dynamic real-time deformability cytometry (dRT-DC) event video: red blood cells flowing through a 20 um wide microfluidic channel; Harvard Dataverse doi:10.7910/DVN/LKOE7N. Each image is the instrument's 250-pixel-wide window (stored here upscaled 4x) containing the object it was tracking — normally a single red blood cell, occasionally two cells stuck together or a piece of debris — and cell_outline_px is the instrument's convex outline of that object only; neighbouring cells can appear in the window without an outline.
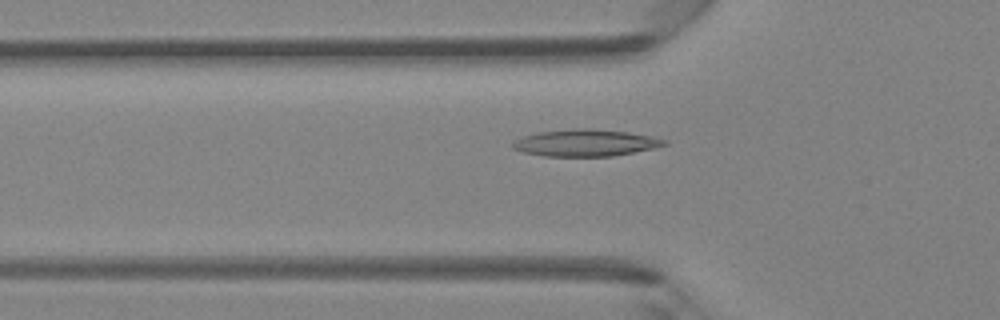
{"species": "Egyptian fruit bat (a non-hibernating species)", "species_latin": "Rousettus aegyptiacus", "temperature_condition": "room temperature", "stored_images_in_passage": 47, "camera_frame_rate_fps": 3000, "um_per_image_px": 0.085, "animal": {"sex": "female"}, "frame": {"image": 1, "passage_image": 16, "time_ms": 5.0, "image_size_px": [1000, 320], "cell_outline_px": [[668, 144], [652, 148], [612, 156], [544, 156], [524, 152], [512, 148], [512, 144], [516, 140], [524, 136], [536, 132], [576, 128], [592, 128], [628, 132], [652, 136], [668, 140]], "centroid_in_image_um": [49.77, 12.13], "position_along_channel_um": 76.0, "area_um2": 23.64}}
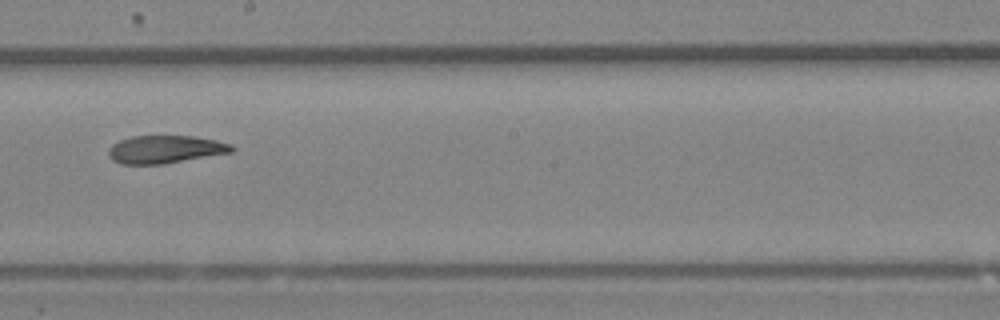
{"frame": {"image": 2, "passage_image": 27, "time_ms": 8.667, "image_size_px": [1000, 320], "cell_outline_px": [[236, 148], [232, 152], [160, 164], [120, 164], [112, 160], [108, 156], [108, 148], [112, 144], [120, 140], [132, 136], [192, 136], [216, 140], [232, 144]], "centroid_in_image_um": [14.02, 12.69], "position_along_channel_um": 234.2, "area_um2": 19.94}}
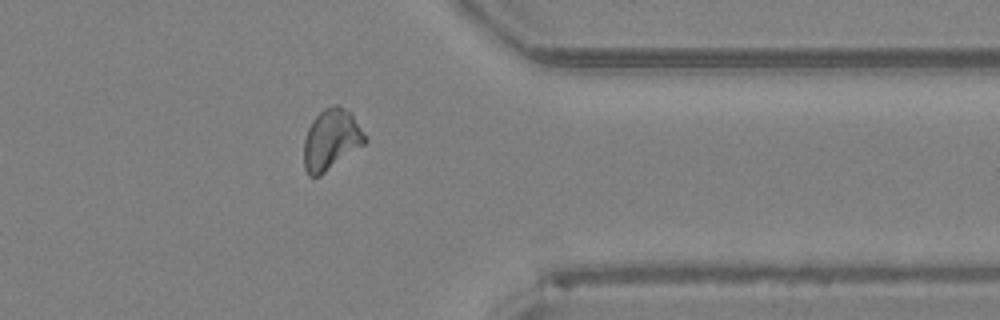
{"frame": {"image": 3, "passage_image": 38, "time_ms": 12.333, "image_size_px": [1000, 320], "cell_outline_px": [[368, 140], [364, 144], [320, 176], [308, 176], [304, 168], [304, 140], [308, 128], [312, 120], [324, 108], [332, 104], [336, 104], [344, 108], [352, 116]], "centroid_in_image_um": [28.12, 11.88], "position_along_channel_um": 383.3, "area_um2": 21.33}, "authors_computed_cell_mechanics": {"area_um2": 21.4438, "velocity_mm_per_s": 4.3266, "shape_relaxation_time_tau1_ms": null, "shape_relaxation_time_tau2_ms": 2.4632, "deformation_change_tau1": null, "deformation_change_tau2": 0.0939}}